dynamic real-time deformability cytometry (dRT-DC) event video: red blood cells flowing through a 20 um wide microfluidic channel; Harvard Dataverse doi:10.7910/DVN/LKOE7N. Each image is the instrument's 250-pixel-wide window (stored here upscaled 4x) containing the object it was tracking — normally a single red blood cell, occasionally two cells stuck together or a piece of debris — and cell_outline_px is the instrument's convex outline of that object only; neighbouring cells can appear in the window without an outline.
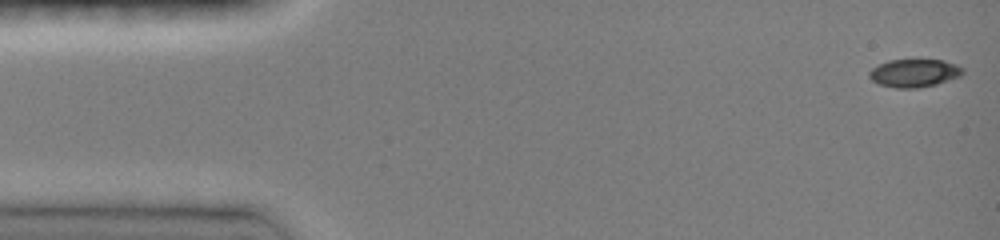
{"species": "common noctule bat (a hibernating species)", "species_latin": "Nyctalus noctula", "temperature_condition": "room temperature", "stored_images_in_passage": 46, "camera_frame_rate_fps": 3000, "um_per_image_px": 0.085, "animal": {"sex": "female", "body_mass_g": 19.0, "forearm_length_mm": 51.5}, "frame": {"image": 1, "passage_image": 1, "time_ms": 0.0, "image_size_px": [1000, 240], "cell_outline_px": [[964, 72], [960, 76], [936, 84], [916, 88], [896, 88], [880, 84], [872, 80], [868, 76], [868, 72], [872, 68], [888, 60], [916, 56], [944, 60], [956, 64], [964, 68]], "centroid_in_image_um": [77.72, 6.14], "position_along_channel_um": 7.3, "area_um2": 16.01}}
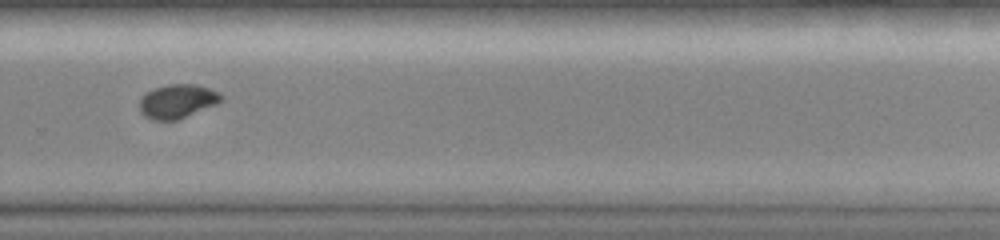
{"frame": {"image": 2, "passage_image": 32, "time_ms": 10.333, "image_size_px": [1000, 240], "cell_outline_px": [[224, 96], [216, 104], [176, 120], [152, 120], [144, 116], [140, 112], [140, 96], [144, 92], [168, 84], [196, 84], [220, 92]], "centroid_in_image_um": [15.04, 8.6], "position_along_channel_um": 314.8, "area_um2": 16.13}}
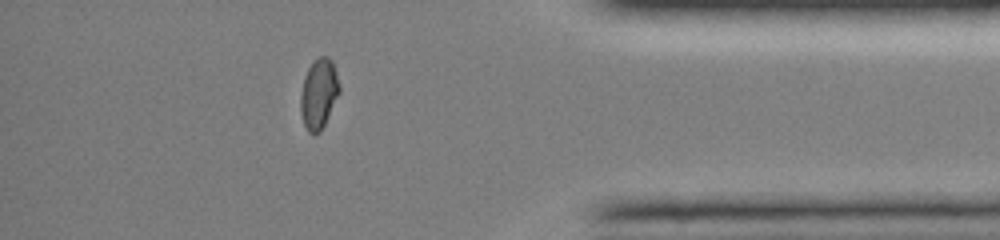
{"frame": {"image": 3, "passage_image": 40, "time_ms": 13.0, "image_size_px": [1000, 240], "cell_outline_px": [[340, 92], [320, 132], [312, 136], [308, 132], [304, 124], [300, 112], [300, 96], [304, 76], [308, 68], [320, 56], [328, 56], [332, 60], [336, 72], [340, 88]], "centroid_in_image_um": [27.08, 7.99], "position_along_channel_um": 408.1, "area_um2": 15.84}, "authors_computed_cell_mechanics": {"area_um2": 16.2707, "velocity_mm_per_s": 4.1443, "shape_relaxation_time_tau1_ms": 8.9946, "shape_relaxation_time_tau2_ms": null, "deformation_change_tau1": 0.2292, "deformation_change_tau2": null}}